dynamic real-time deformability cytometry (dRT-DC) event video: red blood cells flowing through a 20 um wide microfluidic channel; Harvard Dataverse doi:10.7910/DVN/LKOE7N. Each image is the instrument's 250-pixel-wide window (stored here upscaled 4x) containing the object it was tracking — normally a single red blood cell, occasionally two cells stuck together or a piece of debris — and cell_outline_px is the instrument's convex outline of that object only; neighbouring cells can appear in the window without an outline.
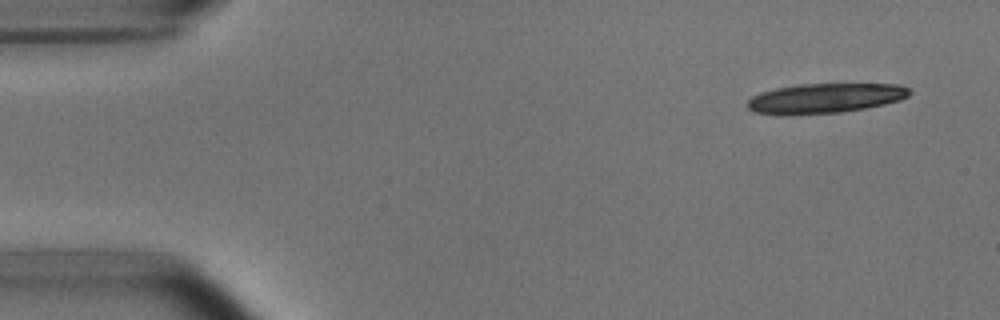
{"species": "common noctule bat (a hibernating species)", "species_latin": "Nyctalus noctula", "temperature_condition": "room temperature", "stored_images_in_passage": 16, "camera_frame_rate_fps": 3000, "um_per_image_px": 0.085, "animal": {"sex": "male", "body_mass_g": 15.6}, "frame": {"image": 1, "passage_image": 1, "time_ms": 0.0, "image_size_px": [1000, 320], "cell_outline_px": [[912, 92], [908, 96], [900, 100], [884, 104], [864, 108], [840, 112], [784, 116], [780, 116], [752, 112], [748, 108], [748, 100], [752, 96], [760, 92], [776, 88], [800, 84], [900, 84], [908, 88]], "centroid_in_image_um": [70.08, 8.36], "position_along_channel_um": 14.9, "area_um2": 28.44}}